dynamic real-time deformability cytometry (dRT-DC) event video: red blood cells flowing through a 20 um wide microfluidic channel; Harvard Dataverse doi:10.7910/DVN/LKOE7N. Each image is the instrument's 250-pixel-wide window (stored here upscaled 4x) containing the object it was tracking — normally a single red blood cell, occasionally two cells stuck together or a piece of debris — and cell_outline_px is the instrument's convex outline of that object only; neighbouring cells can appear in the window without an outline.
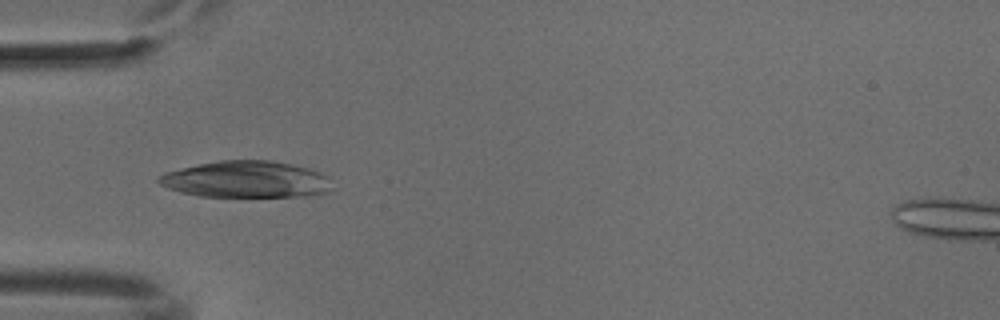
{"species": "common noctule bat (a hibernating species)", "species_latin": "Nyctalus noctula", "temperature_condition": "cold", "stored_images_in_passage": 45, "camera_frame_rate_fps": 3000, "um_per_image_px": 0.085, "animal": {"sex": "male", "body_mass_g": 18.8}, "frame": {"image": 1, "passage_image": 15, "time_ms": 4.667, "image_size_px": [1000, 320], "cell_outline_px": [[332, 188], [328, 192], [308, 196], [200, 196], [180, 192], [168, 188], [160, 184], [156, 180], [156, 176], [164, 172], [200, 164], [220, 160], [272, 160], [292, 164], [308, 168], [320, 172], [328, 176]], "centroid_in_image_um": [20.92, 15.24], "position_along_channel_um": 64.1, "area_um2": 37.05}}
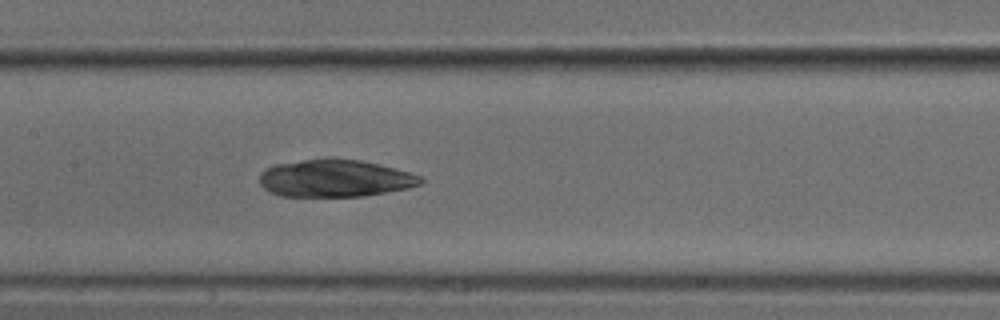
{"frame": {"image": 2, "passage_image": 24, "time_ms": 7.667, "image_size_px": [1000, 320], "cell_outline_px": [[424, 180], [420, 184], [408, 188], [364, 196], [280, 196], [268, 192], [260, 184], [260, 172], [264, 168], [276, 164], [328, 156], [360, 160], [380, 164], [424, 176]], "centroid_in_image_um": [28.47, 15.13], "position_along_channel_um": 178.9, "area_um2": 35.66}}
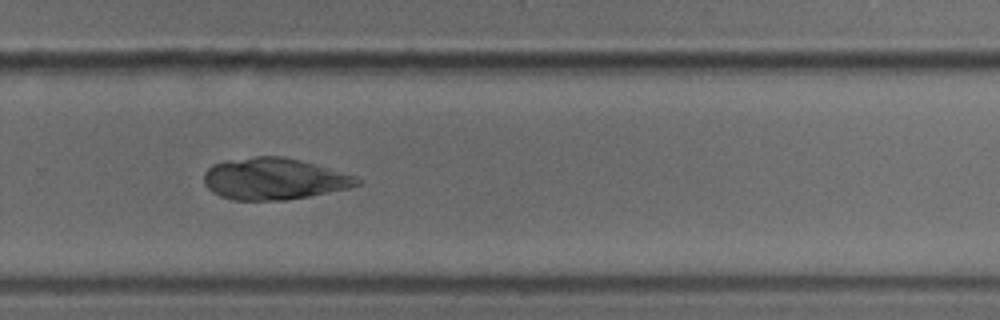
{"frame": {"image": 3, "passage_image": 34, "time_ms": 11.0, "image_size_px": [1000, 320], "cell_outline_px": [[360, 184], [348, 188], [308, 196], [284, 200], [232, 200], [220, 196], [212, 192], [204, 184], [204, 172], [212, 164], [224, 160], [256, 156], [284, 156], [300, 160], [356, 176], [360, 180]], "centroid_in_image_um": [23.23, 15.19], "position_along_channel_um": 306.6, "area_um2": 37.11}}